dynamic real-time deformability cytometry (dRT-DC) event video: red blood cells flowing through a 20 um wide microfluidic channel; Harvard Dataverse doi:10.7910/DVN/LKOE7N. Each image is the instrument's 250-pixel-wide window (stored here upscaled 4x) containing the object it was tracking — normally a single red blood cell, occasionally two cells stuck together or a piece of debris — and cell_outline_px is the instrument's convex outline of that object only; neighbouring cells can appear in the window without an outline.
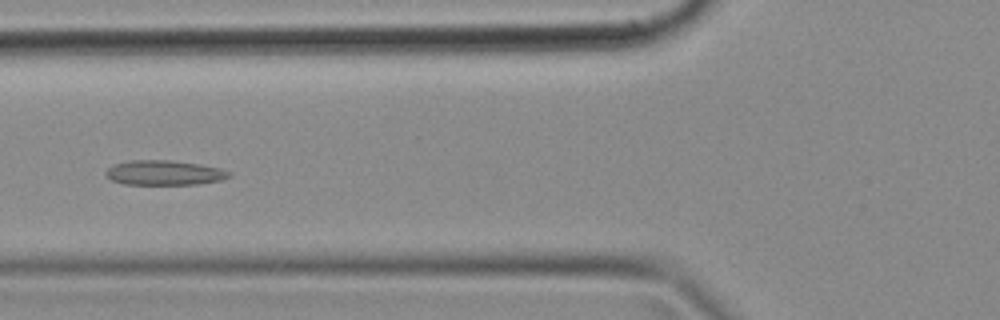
{"species": "common noctule bat (a hibernating species)", "species_latin": "Nyctalus noctula", "temperature_condition": "cold", "stored_images_in_passage": 39, "camera_frame_rate_fps": 3000, "um_per_image_px": 0.085, "animal": {"sex": "female", "body_mass_g": 18.4}, "frame": {"image": 1, "passage_image": 9, "time_ms": 2.667, "image_size_px": [1000, 320], "cell_outline_px": [[232, 176], [220, 180], [196, 184], [124, 184], [112, 180], [104, 172], [112, 164], [128, 160], [172, 160], [200, 164], [220, 168], [232, 172]], "centroid_in_image_um": [13.97, 14.67], "position_along_channel_um": 111.8, "area_um2": 17.86}}
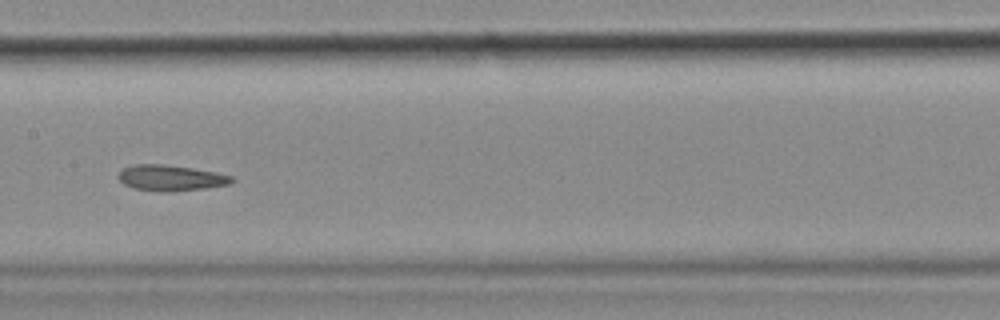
{"frame": {"image": 2, "passage_image": 15, "time_ms": 4.667, "image_size_px": [1000, 320], "cell_outline_px": [[236, 180], [228, 184], [204, 188], [132, 188], [124, 184], [116, 176], [120, 168], [132, 164], [164, 164], [192, 168], [216, 172], [232, 176]], "centroid_in_image_um": [14.47, 15.04], "position_along_channel_um": 192.9, "area_um2": 16.13}}
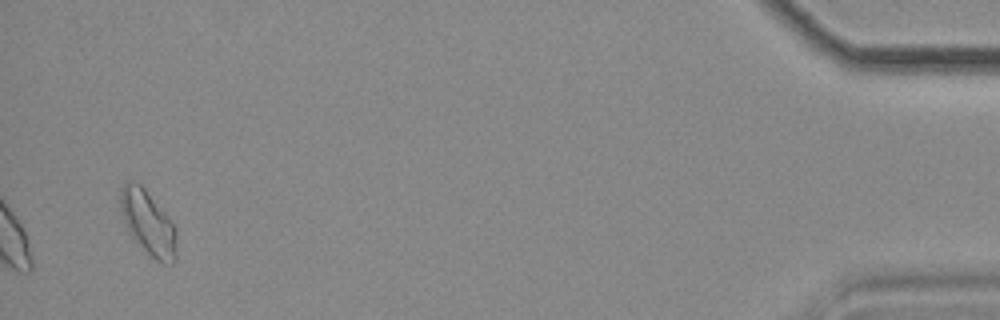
{"frame": {"image": 3, "passage_image": 38, "time_ms": 12.333, "image_size_px": [1000, 320], "cell_outline_px": [[176, 260], [172, 264], [164, 264], [156, 260], [140, 244], [128, 228], [120, 212], [120, 188], [128, 180], [136, 180], [144, 188], [176, 228]], "centroid_in_image_um": [12.59, 18.92], "position_along_channel_um": 422.6, "area_um2": 20.52}}